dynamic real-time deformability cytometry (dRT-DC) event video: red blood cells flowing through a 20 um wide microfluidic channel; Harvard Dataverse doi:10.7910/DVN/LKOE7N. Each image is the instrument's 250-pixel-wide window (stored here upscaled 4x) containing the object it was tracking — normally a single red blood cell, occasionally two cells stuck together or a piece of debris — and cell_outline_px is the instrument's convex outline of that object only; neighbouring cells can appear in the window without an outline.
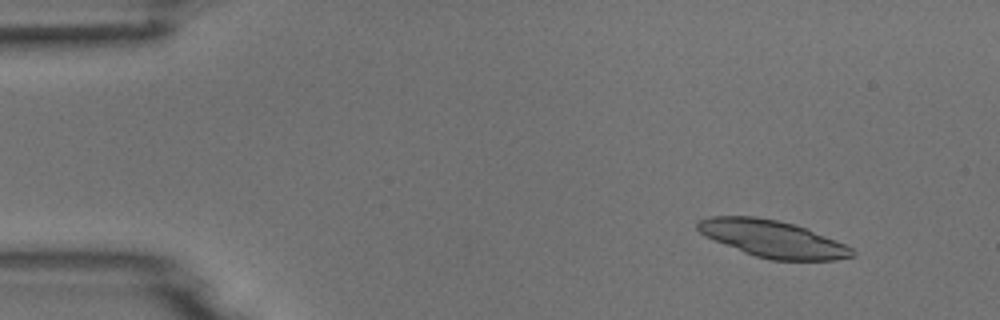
{"species": "common noctule bat (a hibernating species)", "species_latin": "Nyctalus noctula", "temperature_condition": "room temperature", "stored_images_in_passage": 5, "camera_frame_rate_fps": 3000, "um_per_image_px": 0.085, "animal": {"sex": "male", "body_mass_g": 18.8}, "frame": {"image": 1, "passage_image": 2, "time_ms": 1.333, "image_size_px": [1000, 320], "cell_outline_px": [[856, 256], [836, 260], [772, 260], [756, 256], [744, 252], [704, 236], [696, 228], [696, 224], [700, 220], [708, 216], [756, 216], [776, 220], [792, 224], [804, 228], [844, 244], [852, 248], [856, 252]], "centroid_in_image_um": [65.65, 20.3], "position_along_channel_um": 19.4, "area_um2": 32.95}}